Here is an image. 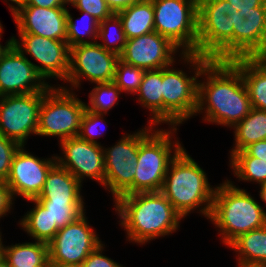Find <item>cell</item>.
Returning <instances> with one entry per match:
<instances>
[{"instance_id": "6da1fadb", "label": "cell", "mask_w": 266, "mask_h": 267, "mask_svg": "<svg viewBox=\"0 0 266 267\" xmlns=\"http://www.w3.org/2000/svg\"><path fill=\"white\" fill-rule=\"evenodd\" d=\"M200 76L205 78L198 79L195 116L204 113L205 122L232 129L250 113L252 105L247 87L240 71L230 61L210 60Z\"/></svg>"}, {"instance_id": "7a4b0ae2", "label": "cell", "mask_w": 266, "mask_h": 267, "mask_svg": "<svg viewBox=\"0 0 266 267\" xmlns=\"http://www.w3.org/2000/svg\"><path fill=\"white\" fill-rule=\"evenodd\" d=\"M114 204L127 241L146 245L153 239L169 236L180 229L183 217L161 192L121 195Z\"/></svg>"}, {"instance_id": "3957f363", "label": "cell", "mask_w": 266, "mask_h": 267, "mask_svg": "<svg viewBox=\"0 0 266 267\" xmlns=\"http://www.w3.org/2000/svg\"><path fill=\"white\" fill-rule=\"evenodd\" d=\"M215 190L203 168L183 148L171 161L160 192L183 219L197 208L208 219Z\"/></svg>"}, {"instance_id": "277c9868", "label": "cell", "mask_w": 266, "mask_h": 267, "mask_svg": "<svg viewBox=\"0 0 266 267\" xmlns=\"http://www.w3.org/2000/svg\"><path fill=\"white\" fill-rule=\"evenodd\" d=\"M208 220L228 246L241 234L266 225V211L245 189L226 179L216 186Z\"/></svg>"}, {"instance_id": "5b68a950", "label": "cell", "mask_w": 266, "mask_h": 267, "mask_svg": "<svg viewBox=\"0 0 266 267\" xmlns=\"http://www.w3.org/2000/svg\"><path fill=\"white\" fill-rule=\"evenodd\" d=\"M180 59L192 68L190 73L194 70V75L174 68L175 63L162 68V124L169 127L180 126L195 115L200 72L211 60L196 53L182 54Z\"/></svg>"}, {"instance_id": "8992f818", "label": "cell", "mask_w": 266, "mask_h": 267, "mask_svg": "<svg viewBox=\"0 0 266 267\" xmlns=\"http://www.w3.org/2000/svg\"><path fill=\"white\" fill-rule=\"evenodd\" d=\"M177 129L154 127L140 141L133 184L122 195L161 191L171 161L184 148L175 137Z\"/></svg>"}, {"instance_id": "52a82bcc", "label": "cell", "mask_w": 266, "mask_h": 267, "mask_svg": "<svg viewBox=\"0 0 266 267\" xmlns=\"http://www.w3.org/2000/svg\"><path fill=\"white\" fill-rule=\"evenodd\" d=\"M197 54L216 61L233 60V24L228 1H199Z\"/></svg>"}, {"instance_id": "ba28073f", "label": "cell", "mask_w": 266, "mask_h": 267, "mask_svg": "<svg viewBox=\"0 0 266 267\" xmlns=\"http://www.w3.org/2000/svg\"><path fill=\"white\" fill-rule=\"evenodd\" d=\"M85 104L72 90L53 85L40 105L37 135L55 136L59 141L77 137Z\"/></svg>"}, {"instance_id": "9c48e42d", "label": "cell", "mask_w": 266, "mask_h": 267, "mask_svg": "<svg viewBox=\"0 0 266 267\" xmlns=\"http://www.w3.org/2000/svg\"><path fill=\"white\" fill-rule=\"evenodd\" d=\"M154 30L182 54H197L198 4L192 0H152Z\"/></svg>"}, {"instance_id": "30bf717a", "label": "cell", "mask_w": 266, "mask_h": 267, "mask_svg": "<svg viewBox=\"0 0 266 267\" xmlns=\"http://www.w3.org/2000/svg\"><path fill=\"white\" fill-rule=\"evenodd\" d=\"M154 127L148 124L137 132L123 134L112 147H103L105 163L103 188L111 192L114 201L133 184L139 143Z\"/></svg>"}, {"instance_id": "8fae6325", "label": "cell", "mask_w": 266, "mask_h": 267, "mask_svg": "<svg viewBox=\"0 0 266 267\" xmlns=\"http://www.w3.org/2000/svg\"><path fill=\"white\" fill-rule=\"evenodd\" d=\"M119 55L105 50L99 42L70 47L69 73L65 80L71 84L68 90L80 88L85 78L93 84L113 82Z\"/></svg>"}, {"instance_id": "7c38bea8", "label": "cell", "mask_w": 266, "mask_h": 267, "mask_svg": "<svg viewBox=\"0 0 266 267\" xmlns=\"http://www.w3.org/2000/svg\"><path fill=\"white\" fill-rule=\"evenodd\" d=\"M47 91L0 96V134L25 146L37 135L39 109Z\"/></svg>"}, {"instance_id": "4fadbf2b", "label": "cell", "mask_w": 266, "mask_h": 267, "mask_svg": "<svg viewBox=\"0 0 266 267\" xmlns=\"http://www.w3.org/2000/svg\"><path fill=\"white\" fill-rule=\"evenodd\" d=\"M12 36V44L24 55H30L40 65L37 72L46 81L49 78L65 82L69 73L70 48L67 41L49 39L39 35L18 33ZM21 40V41H19Z\"/></svg>"}, {"instance_id": "5bb4252c", "label": "cell", "mask_w": 266, "mask_h": 267, "mask_svg": "<svg viewBox=\"0 0 266 267\" xmlns=\"http://www.w3.org/2000/svg\"><path fill=\"white\" fill-rule=\"evenodd\" d=\"M84 212L74 222L59 229L48 243L49 261L82 265L83 261L103 243Z\"/></svg>"}, {"instance_id": "9a60e30c", "label": "cell", "mask_w": 266, "mask_h": 267, "mask_svg": "<svg viewBox=\"0 0 266 267\" xmlns=\"http://www.w3.org/2000/svg\"><path fill=\"white\" fill-rule=\"evenodd\" d=\"M233 59L259 57L266 50V7L231 5Z\"/></svg>"}, {"instance_id": "2e32d148", "label": "cell", "mask_w": 266, "mask_h": 267, "mask_svg": "<svg viewBox=\"0 0 266 267\" xmlns=\"http://www.w3.org/2000/svg\"><path fill=\"white\" fill-rule=\"evenodd\" d=\"M63 154L55 155L56 163L67 169L81 184L87 178L104 184L105 163L103 146L77 137L59 142Z\"/></svg>"}, {"instance_id": "e0dca14e", "label": "cell", "mask_w": 266, "mask_h": 267, "mask_svg": "<svg viewBox=\"0 0 266 267\" xmlns=\"http://www.w3.org/2000/svg\"><path fill=\"white\" fill-rule=\"evenodd\" d=\"M13 44L0 59V96L48 91V84Z\"/></svg>"}, {"instance_id": "ac0fdd59", "label": "cell", "mask_w": 266, "mask_h": 267, "mask_svg": "<svg viewBox=\"0 0 266 267\" xmlns=\"http://www.w3.org/2000/svg\"><path fill=\"white\" fill-rule=\"evenodd\" d=\"M20 146L15 152L10 173L6 180L14 198L35 199L41 192L50 169L56 164V156L38 158Z\"/></svg>"}, {"instance_id": "d6986e66", "label": "cell", "mask_w": 266, "mask_h": 267, "mask_svg": "<svg viewBox=\"0 0 266 267\" xmlns=\"http://www.w3.org/2000/svg\"><path fill=\"white\" fill-rule=\"evenodd\" d=\"M179 48L156 31L127 39L120 60L145 71L158 70L175 63Z\"/></svg>"}, {"instance_id": "ffe728a7", "label": "cell", "mask_w": 266, "mask_h": 267, "mask_svg": "<svg viewBox=\"0 0 266 267\" xmlns=\"http://www.w3.org/2000/svg\"><path fill=\"white\" fill-rule=\"evenodd\" d=\"M18 33L66 41L67 7L21 6L13 13Z\"/></svg>"}, {"instance_id": "44dd1931", "label": "cell", "mask_w": 266, "mask_h": 267, "mask_svg": "<svg viewBox=\"0 0 266 267\" xmlns=\"http://www.w3.org/2000/svg\"><path fill=\"white\" fill-rule=\"evenodd\" d=\"M82 184L57 163L50 169L45 183L36 200L49 202H84L81 194Z\"/></svg>"}, {"instance_id": "7402d4cb", "label": "cell", "mask_w": 266, "mask_h": 267, "mask_svg": "<svg viewBox=\"0 0 266 267\" xmlns=\"http://www.w3.org/2000/svg\"><path fill=\"white\" fill-rule=\"evenodd\" d=\"M230 62L243 77L252 108L266 111V64L259 57H241Z\"/></svg>"}, {"instance_id": "603a6c76", "label": "cell", "mask_w": 266, "mask_h": 267, "mask_svg": "<svg viewBox=\"0 0 266 267\" xmlns=\"http://www.w3.org/2000/svg\"><path fill=\"white\" fill-rule=\"evenodd\" d=\"M116 14L122 22L126 39L155 31L152 0H140Z\"/></svg>"}, {"instance_id": "cb8c5ba5", "label": "cell", "mask_w": 266, "mask_h": 267, "mask_svg": "<svg viewBox=\"0 0 266 267\" xmlns=\"http://www.w3.org/2000/svg\"><path fill=\"white\" fill-rule=\"evenodd\" d=\"M142 107L151 112L149 125L162 123V69L145 71L135 95Z\"/></svg>"}, {"instance_id": "d4e9b609", "label": "cell", "mask_w": 266, "mask_h": 267, "mask_svg": "<svg viewBox=\"0 0 266 267\" xmlns=\"http://www.w3.org/2000/svg\"><path fill=\"white\" fill-rule=\"evenodd\" d=\"M228 246L237 254V267L266 263V225L241 234Z\"/></svg>"}, {"instance_id": "484cf974", "label": "cell", "mask_w": 266, "mask_h": 267, "mask_svg": "<svg viewBox=\"0 0 266 267\" xmlns=\"http://www.w3.org/2000/svg\"><path fill=\"white\" fill-rule=\"evenodd\" d=\"M10 267H34L49 265L48 244L34 240L15 245H4L0 253Z\"/></svg>"}, {"instance_id": "4316f807", "label": "cell", "mask_w": 266, "mask_h": 267, "mask_svg": "<svg viewBox=\"0 0 266 267\" xmlns=\"http://www.w3.org/2000/svg\"><path fill=\"white\" fill-rule=\"evenodd\" d=\"M233 153L243 150L251 143L266 139V111L252 108L250 113L234 127Z\"/></svg>"}, {"instance_id": "83f0119b", "label": "cell", "mask_w": 266, "mask_h": 267, "mask_svg": "<svg viewBox=\"0 0 266 267\" xmlns=\"http://www.w3.org/2000/svg\"><path fill=\"white\" fill-rule=\"evenodd\" d=\"M28 201L33 202L35 206L26 212L19 225L34 240L48 244L59 229L51 227L48 211L36 199H28Z\"/></svg>"}, {"instance_id": "f1b7e54d", "label": "cell", "mask_w": 266, "mask_h": 267, "mask_svg": "<svg viewBox=\"0 0 266 267\" xmlns=\"http://www.w3.org/2000/svg\"><path fill=\"white\" fill-rule=\"evenodd\" d=\"M230 168L239 181L266 183V161L249 156L244 150L233 153L229 159Z\"/></svg>"}, {"instance_id": "f546056e", "label": "cell", "mask_w": 266, "mask_h": 267, "mask_svg": "<svg viewBox=\"0 0 266 267\" xmlns=\"http://www.w3.org/2000/svg\"><path fill=\"white\" fill-rule=\"evenodd\" d=\"M83 16H81L77 22L74 21L72 15L67 9V44L73 47L78 44L84 43H94L98 39V29L99 21L87 12L80 11ZM81 24V25H80ZM79 25V26H78ZM84 36H88L89 40L84 39Z\"/></svg>"}, {"instance_id": "4dcf8cb0", "label": "cell", "mask_w": 266, "mask_h": 267, "mask_svg": "<svg viewBox=\"0 0 266 267\" xmlns=\"http://www.w3.org/2000/svg\"><path fill=\"white\" fill-rule=\"evenodd\" d=\"M114 29V30H113ZM99 43L105 50L112 51L120 55L126 44V37L122 22L117 14L99 22L98 37Z\"/></svg>"}, {"instance_id": "1f68e13d", "label": "cell", "mask_w": 266, "mask_h": 267, "mask_svg": "<svg viewBox=\"0 0 266 267\" xmlns=\"http://www.w3.org/2000/svg\"><path fill=\"white\" fill-rule=\"evenodd\" d=\"M49 213L51 227L64 228L74 222L86 210L85 202H49L48 200H37Z\"/></svg>"}, {"instance_id": "d6a6232c", "label": "cell", "mask_w": 266, "mask_h": 267, "mask_svg": "<svg viewBox=\"0 0 266 267\" xmlns=\"http://www.w3.org/2000/svg\"><path fill=\"white\" fill-rule=\"evenodd\" d=\"M121 93L122 91L114 82L96 83L88 95L90 104H85L86 109L95 113L108 114L114 105H118Z\"/></svg>"}, {"instance_id": "836d02e7", "label": "cell", "mask_w": 266, "mask_h": 267, "mask_svg": "<svg viewBox=\"0 0 266 267\" xmlns=\"http://www.w3.org/2000/svg\"><path fill=\"white\" fill-rule=\"evenodd\" d=\"M145 70L118 60L113 82L126 94H134L138 91Z\"/></svg>"}, {"instance_id": "e575fe53", "label": "cell", "mask_w": 266, "mask_h": 267, "mask_svg": "<svg viewBox=\"0 0 266 267\" xmlns=\"http://www.w3.org/2000/svg\"><path fill=\"white\" fill-rule=\"evenodd\" d=\"M105 115L106 114L95 113L86 109L81 120L78 137L91 143L101 144L95 139L99 136H102V134L99 132V124L105 120L103 119V116Z\"/></svg>"}, {"instance_id": "d590c367", "label": "cell", "mask_w": 266, "mask_h": 267, "mask_svg": "<svg viewBox=\"0 0 266 267\" xmlns=\"http://www.w3.org/2000/svg\"><path fill=\"white\" fill-rule=\"evenodd\" d=\"M20 145L0 134V181L6 182L10 173L12 158Z\"/></svg>"}, {"instance_id": "8d00e7d4", "label": "cell", "mask_w": 266, "mask_h": 267, "mask_svg": "<svg viewBox=\"0 0 266 267\" xmlns=\"http://www.w3.org/2000/svg\"><path fill=\"white\" fill-rule=\"evenodd\" d=\"M73 7L87 12L99 22L114 14L105 0H79Z\"/></svg>"}, {"instance_id": "74e56055", "label": "cell", "mask_w": 266, "mask_h": 267, "mask_svg": "<svg viewBox=\"0 0 266 267\" xmlns=\"http://www.w3.org/2000/svg\"><path fill=\"white\" fill-rule=\"evenodd\" d=\"M105 245L101 243L83 261L81 267H123V265L103 255Z\"/></svg>"}, {"instance_id": "f35d334b", "label": "cell", "mask_w": 266, "mask_h": 267, "mask_svg": "<svg viewBox=\"0 0 266 267\" xmlns=\"http://www.w3.org/2000/svg\"><path fill=\"white\" fill-rule=\"evenodd\" d=\"M14 198L6 182L0 181V219L13 209Z\"/></svg>"}, {"instance_id": "ab89813d", "label": "cell", "mask_w": 266, "mask_h": 267, "mask_svg": "<svg viewBox=\"0 0 266 267\" xmlns=\"http://www.w3.org/2000/svg\"><path fill=\"white\" fill-rule=\"evenodd\" d=\"M249 156L266 161V139L251 143L243 149Z\"/></svg>"}, {"instance_id": "60d3db41", "label": "cell", "mask_w": 266, "mask_h": 267, "mask_svg": "<svg viewBox=\"0 0 266 267\" xmlns=\"http://www.w3.org/2000/svg\"><path fill=\"white\" fill-rule=\"evenodd\" d=\"M23 6L55 8V7H65V4L63 0H26Z\"/></svg>"}, {"instance_id": "b9f144b4", "label": "cell", "mask_w": 266, "mask_h": 267, "mask_svg": "<svg viewBox=\"0 0 266 267\" xmlns=\"http://www.w3.org/2000/svg\"><path fill=\"white\" fill-rule=\"evenodd\" d=\"M114 14L130 7L140 0H105Z\"/></svg>"}, {"instance_id": "7bdbcfd3", "label": "cell", "mask_w": 266, "mask_h": 267, "mask_svg": "<svg viewBox=\"0 0 266 267\" xmlns=\"http://www.w3.org/2000/svg\"><path fill=\"white\" fill-rule=\"evenodd\" d=\"M232 6L241 7H266V0H226Z\"/></svg>"}, {"instance_id": "ee69618b", "label": "cell", "mask_w": 266, "mask_h": 267, "mask_svg": "<svg viewBox=\"0 0 266 267\" xmlns=\"http://www.w3.org/2000/svg\"><path fill=\"white\" fill-rule=\"evenodd\" d=\"M4 2H6V4L8 3L7 5H9L8 7L13 15L14 12H16L21 6L25 4L26 0H4ZM13 3L15 5H13Z\"/></svg>"}, {"instance_id": "f6af8a7d", "label": "cell", "mask_w": 266, "mask_h": 267, "mask_svg": "<svg viewBox=\"0 0 266 267\" xmlns=\"http://www.w3.org/2000/svg\"><path fill=\"white\" fill-rule=\"evenodd\" d=\"M2 33H3V26L0 27V39L2 38ZM11 45H12V37L8 41L6 40L5 46H3L0 43V59Z\"/></svg>"}, {"instance_id": "bcb514c9", "label": "cell", "mask_w": 266, "mask_h": 267, "mask_svg": "<svg viewBox=\"0 0 266 267\" xmlns=\"http://www.w3.org/2000/svg\"><path fill=\"white\" fill-rule=\"evenodd\" d=\"M48 267H81L77 264H70V263H61L56 261H49Z\"/></svg>"}, {"instance_id": "7dc6e473", "label": "cell", "mask_w": 266, "mask_h": 267, "mask_svg": "<svg viewBox=\"0 0 266 267\" xmlns=\"http://www.w3.org/2000/svg\"><path fill=\"white\" fill-rule=\"evenodd\" d=\"M259 188H260V191H259L260 199L266 203V183L260 185Z\"/></svg>"}, {"instance_id": "c3c4849f", "label": "cell", "mask_w": 266, "mask_h": 267, "mask_svg": "<svg viewBox=\"0 0 266 267\" xmlns=\"http://www.w3.org/2000/svg\"><path fill=\"white\" fill-rule=\"evenodd\" d=\"M239 267H266V263H250Z\"/></svg>"}, {"instance_id": "681fc988", "label": "cell", "mask_w": 266, "mask_h": 267, "mask_svg": "<svg viewBox=\"0 0 266 267\" xmlns=\"http://www.w3.org/2000/svg\"><path fill=\"white\" fill-rule=\"evenodd\" d=\"M0 267H10L5 258L0 254Z\"/></svg>"}, {"instance_id": "f907efd6", "label": "cell", "mask_w": 266, "mask_h": 267, "mask_svg": "<svg viewBox=\"0 0 266 267\" xmlns=\"http://www.w3.org/2000/svg\"><path fill=\"white\" fill-rule=\"evenodd\" d=\"M64 1V4H65V7L66 5L68 6V4L71 6H74L79 0H63Z\"/></svg>"}, {"instance_id": "816d5d0a", "label": "cell", "mask_w": 266, "mask_h": 267, "mask_svg": "<svg viewBox=\"0 0 266 267\" xmlns=\"http://www.w3.org/2000/svg\"><path fill=\"white\" fill-rule=\"evenodd\" d=\"M259 58L266 64V50L259 56Z\"/></svg>"}, {"instance_id": "f5cc1de1", "label": "cell", "mask_w": 266, "mask_h": 267, "mask_svg": "<svg viewBox=\"0 0 266 267\" xmlns=\"http://www.w3.org/2000/svg\"><path fill=\"white\" fill-rule=\"evenodd\" d=\"M1 231H0V250L2 249V244H3V241H2V235H1Z\"/></svg>"}, {"instance_id": "db71d44e", "label": "cell", "mask_w": 266, "mask_h": 267, "mask_svg": "<svg viewBox=\"0 0 266 267\" xmlns=\"http://www.w3.org/2000/svg\"><path fill=\"white\" fill-rule=\"evenodd\" d=\"M34 267H48V265H39V266H34Z\"/></svg>"}, {"instance_id": "11a10c76", "label": "cell", "mask_w": 266, "mask_h": 267, "mask_svg": "<svg viewBox=\"0 0 266 267\" xmlns=\"http://www.w3.org/2000/svg\"><path fill=\"white\" fill-rule=\"evenodd\" d=\"M192 1L196 2L197 4H199V1H200V0H192Z\"/></svg>"}]
</instances>
